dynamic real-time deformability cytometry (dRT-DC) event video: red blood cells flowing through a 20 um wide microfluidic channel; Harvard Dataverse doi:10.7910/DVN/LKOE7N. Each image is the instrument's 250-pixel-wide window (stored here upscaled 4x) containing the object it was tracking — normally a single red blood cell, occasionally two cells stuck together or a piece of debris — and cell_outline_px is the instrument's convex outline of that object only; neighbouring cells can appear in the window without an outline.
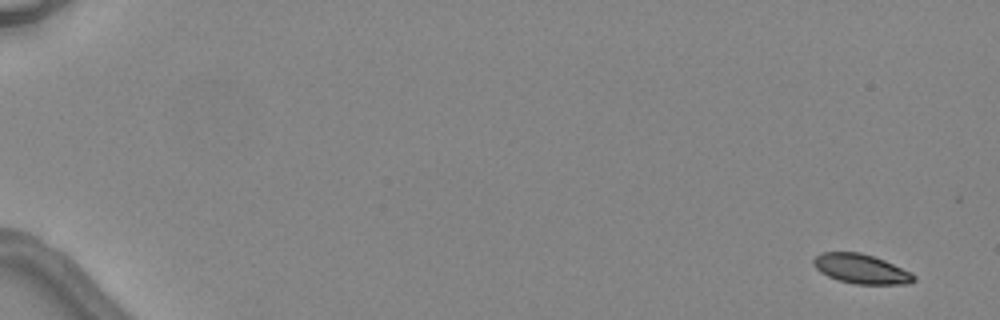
{"species": "common noctule bat (a hibernating species)", "species_latin": "Nyctalus noctula", "temperature_condition": "warm", "stored_images_in_passage": 5, "camera_frame_rate_fps": 3000, "um_per_image_px": 0.085, "animal": {"sex": "female", "body_mass_g": 24.6, "forearm_length_mm": 56.2}, "frame": {"image": 1, "passage_image": 1, "time_ms": 0.0, "image_size_px": [1000, 320], "cell_outline_px": [[916, 280], [908, 284], [856, 284], [836, 280], [820, 272], [812, 264], [812, 260], [820, 252], [860, 252], [884, 260], [912, 272], [916, 276]], "centroid_in_image_um": [73.19, 22.86], "position_along_channel_um": 11.8, "area_um2": 17.4}}